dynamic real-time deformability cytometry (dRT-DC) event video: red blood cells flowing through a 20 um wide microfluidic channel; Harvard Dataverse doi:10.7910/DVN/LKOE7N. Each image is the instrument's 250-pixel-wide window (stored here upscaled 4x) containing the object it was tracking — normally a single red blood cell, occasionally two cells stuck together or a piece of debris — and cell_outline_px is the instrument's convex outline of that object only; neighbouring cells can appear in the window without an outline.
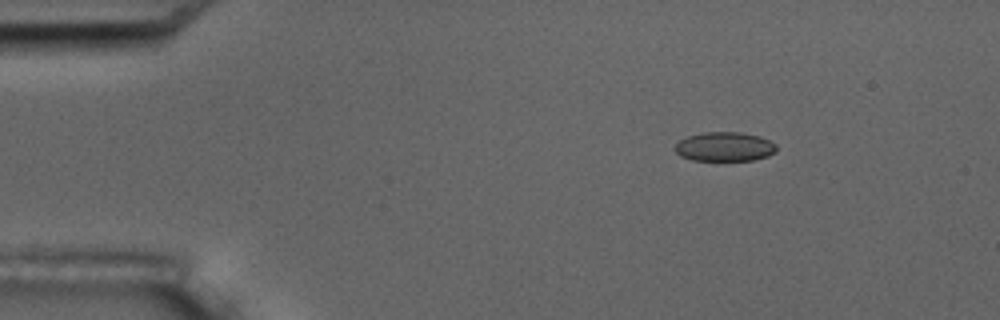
{"species": "common noctule bat (a hibernating species)", "species_latin": "Nyctalus noctula", "temperature_condition": "room temperature", "stored_images_in_passage": 4, "camera_frame_rate_fps": 3000, "um_per_image_px": 0.085, "animal": {"sex": "male", "body_mass_g": 17.5, "forearm_length_mm": 52.3}, "frame": {"image": 1, "passage_image": 1, "time_ms": 0.0, "image_size_px": [1000, 320], "cell_outline_px": [[776, 152], [768, 156], [752, 160], [692, 160], [680, 156], [676, 152], [676, 144], [680, 140], [688, 136], [704, 132], [740, 132], [760, 136], [776, 144]], "centroid_in_image_um": [61.61, 12.46], "position_along_channel_um": 23.4, "area_um2": 17.22}}